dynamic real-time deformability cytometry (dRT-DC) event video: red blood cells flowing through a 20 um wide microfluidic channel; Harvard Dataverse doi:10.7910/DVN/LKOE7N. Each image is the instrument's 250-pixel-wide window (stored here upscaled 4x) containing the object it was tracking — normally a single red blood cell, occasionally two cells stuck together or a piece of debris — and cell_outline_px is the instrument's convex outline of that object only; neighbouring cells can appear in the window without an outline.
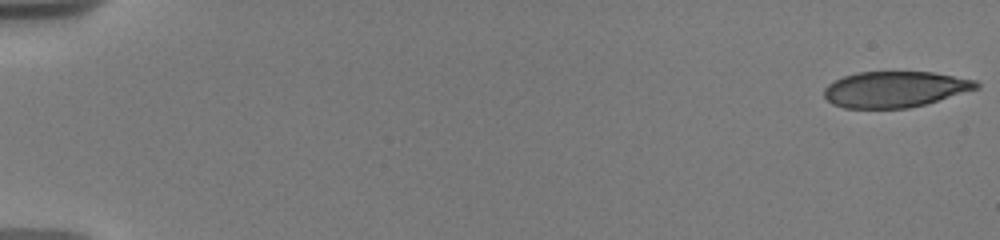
{"species": "human", "species_latin": "Homo sapiens", "temperature_condition": "warm", "stored_images_in_passage": 8, "camera_frame_rate_fps": 3000, "um_per_image_px": 0.085, "donor": {"sex": "male"}, "frame": {"image": 1, "passage_image": 1, "time_ms": 0.0, "image_size_px": [1000, 240], "cell_outline_px": [[980, 88], [924, 104], [908, 108], [844, 108], [832, 104], [824, 96], [824, 88], [828, 84], [844, 76], [856, 72], [932, 72], [976, 80], [980, 84]], "centroid_in_image_um": [76.07, 7.59], "position_along_channel_um": 8.9, "area_um2": 31.79}}